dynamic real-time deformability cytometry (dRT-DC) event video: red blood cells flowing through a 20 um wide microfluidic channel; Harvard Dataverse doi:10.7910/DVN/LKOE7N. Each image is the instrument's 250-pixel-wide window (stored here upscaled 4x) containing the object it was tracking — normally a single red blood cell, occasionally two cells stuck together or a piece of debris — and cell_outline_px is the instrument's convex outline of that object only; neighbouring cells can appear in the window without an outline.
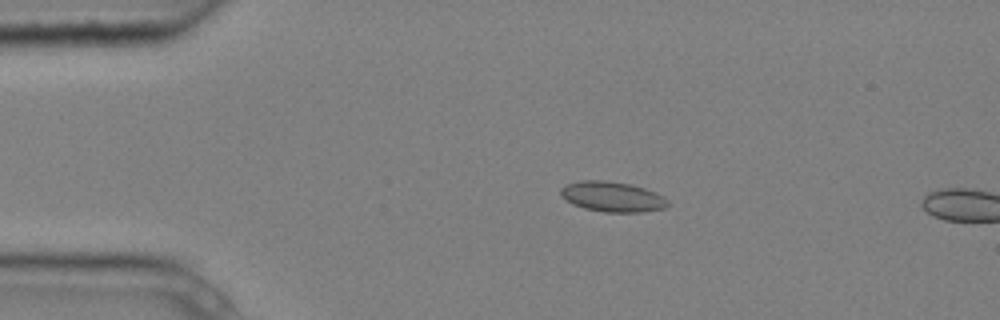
{"species": "common noctule bat (a hibernating species)", "species_latin": "Nyctalus noctula", "temperature_condition": "cold", "stored_images_in_passage": 2, "camera_frame_rate_fps": 3000, "um_per_image_px": 0.085, "animal": {"sex": "male", "body_mass_g": 20.4}, "frame": {"image": 1, "passage_image": 1, "time_ms": 0.0, "image_size_px": [1000, 320], "cell_outline_px": [[668, 204], [664, 208], [640, 212], [604, 212], [584, 208], [572, 204], [560, 192], [560, 188], [568, 184], [580, 180], [604, 180], [632, 184], [656, 192], [664, 196], [668, 200]], "centroid_in_image_um": [52.07, 16.71], "position_along_channel_um": 32.9, "area_um2": 18.79}}